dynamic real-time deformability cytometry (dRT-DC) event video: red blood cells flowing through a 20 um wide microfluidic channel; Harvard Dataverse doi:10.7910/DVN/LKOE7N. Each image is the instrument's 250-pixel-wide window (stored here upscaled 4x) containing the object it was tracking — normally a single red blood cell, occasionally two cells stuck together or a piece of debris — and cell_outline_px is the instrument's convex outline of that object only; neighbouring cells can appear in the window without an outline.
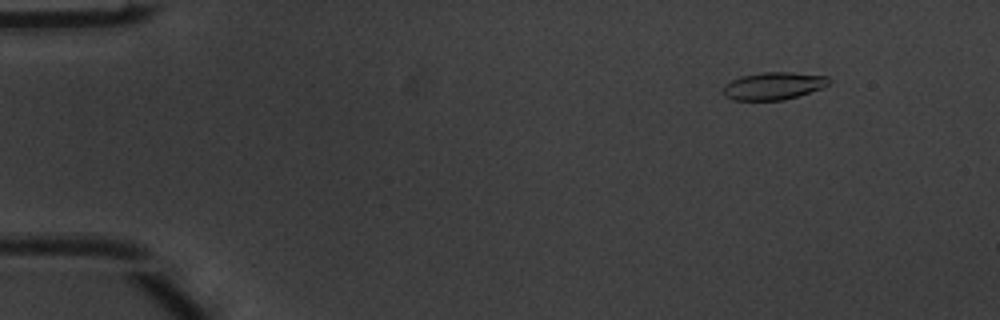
{"species": "common noctule bat (a hibernating species)", "species_latin": "Nyctalus noctula", "temperature_condition": "warm", "stored_images_in_passage": 41, "camera_frame_rate_fps": 3000, "um_per_image_px": 0.085, "animal": {"sex": "male", "body_mass_g": 20.1, "forearm_length_mm": 53.5}, "frame": {"image": 1, "passage_image": 2, "time_ms": 0.333, "image_size_px": [1000, 320], "cell_outline_px": [[832, 80], [828, 84], [820, 88], [784, 100], [732, 100], [724, 96], [724, 84], [740, 76], [764, 72], [792, 72], [828, 76]], "centroid_in_image_um": [65.73, 7.29], "position_along_channel_um": 19.3, "area_um2": 16.88}}
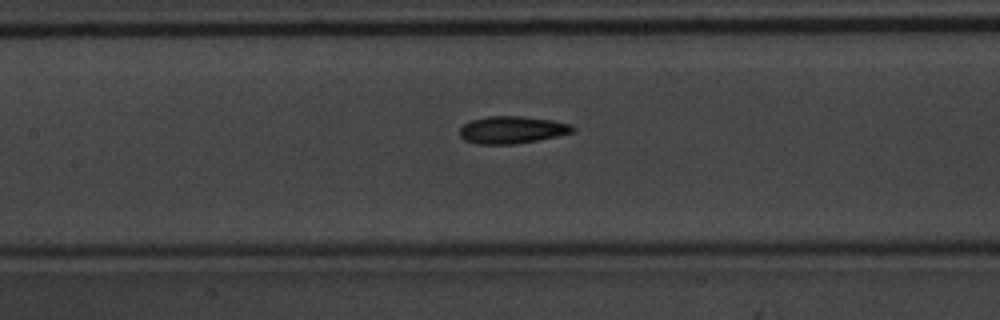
{"frame": {"image": 2, "passage_image": 20, "time_ms": 6.333, "image_size_px": [1000, 320], "cell_outline_px": [[576, 128], [572, 132], [556, 136], [536, 140], [512, 144], [476, 144], [464, 140], [460, 136], [460, 128], [464, 124], [472, 120], [488, 116], [524, 116], [552, 120], [572, 124]], "centroid_in_image_um": [43.51, 11.03], "position_along_channel_um": 163.9, "area_um2": 17.92}}
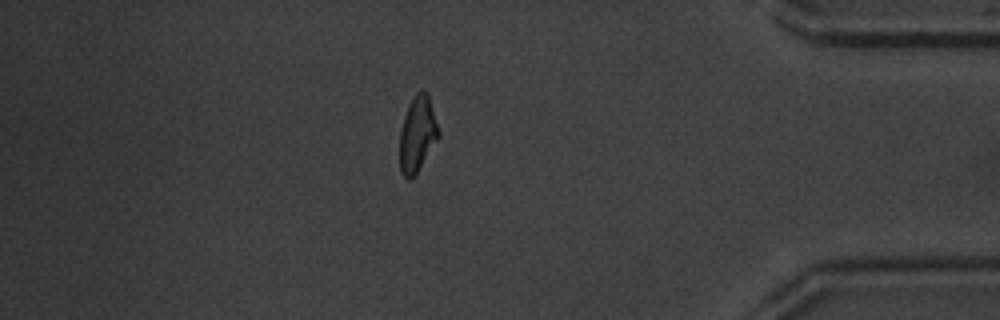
{"frame": {"image": 3, "passage_image": 40, "time_ms": 13.0, "image_size_px": [1000, 320], "cell_outline_px": [[440, 136], [412, 180], [408, 180], [400, 172], [400, 128], [408, 104], [416, 92], [420, 88], [428, 92], [440, 132]], "centroid_in_image_um": [35.48, 11.38], "position_along_channel_um": 399.7, "area_um2": 17.46}}